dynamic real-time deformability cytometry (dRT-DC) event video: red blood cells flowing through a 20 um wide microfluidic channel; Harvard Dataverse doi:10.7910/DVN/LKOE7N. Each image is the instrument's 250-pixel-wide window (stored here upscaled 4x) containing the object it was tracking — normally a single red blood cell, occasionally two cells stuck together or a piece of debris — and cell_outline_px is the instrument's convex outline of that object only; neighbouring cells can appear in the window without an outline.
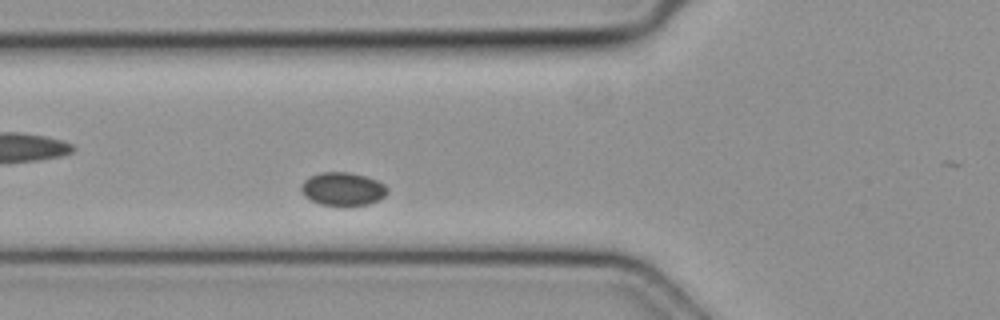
{"species": "common noctule bat (a hibernating species)", "species_latin": "Nyctalus noctula", "temperature_condition": "cold", "stored_images_in_passage": 38, "segment_of_instrument_passage": [1, 2], "camera_frame_rate_fps": 3000, "um_per_image_px": 0.085, "animal": {"sex": "female", "body_mass_g": 19.3, "forearm_length_mm": 54.1}, "frame": {"image": 1, "passage_image": 5, "time_ms": 1.333, "image_size_px": [1000, 320], "cell_outline_px": [[388, 192], [380, 200], [368, 204], [344, 208], [320, 204], [304, 196], [300, 188], [300, 184], [308, 176], [320, 172], [348, 172], [364, 176], [376, 180], [384, 184], [388, 188]], "centroid_in_image_um": [29.12, 16.09], "position_along_channel_um": 96.7, "area_um2": 17.22}}
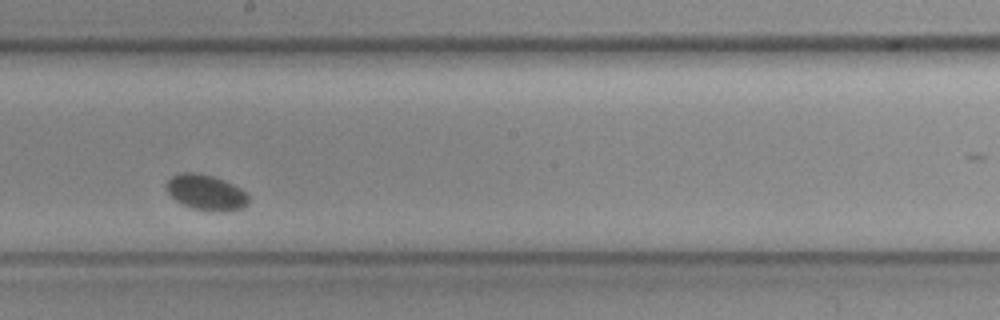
{"frame": {"image": 2, "passage_image": 15, "time_ms": 4.667, "image_size_px": [1000, 320], "cell_outline_px": [[248, 204], [240, 208], [228, 212], [212, 212], [192, 208], [180, 204], [168, 192], [164, 184], [172, 176], [184, 172], [196, 172], [212, 176], [224, 180], [240, 188], [248, 196]], "centroid_in_image_um": [17.49, 16.37], "position_along_channel_um": 230.7, "area_um2": 17.11}}
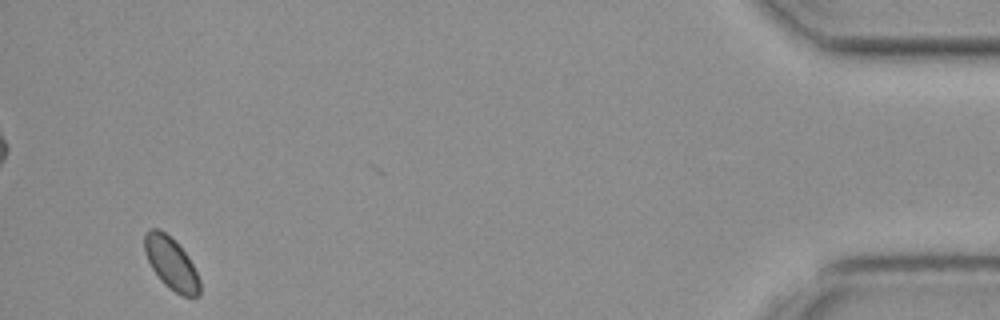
{"frame": {"image": 3, "passage_image": 35, "time_ms": 11.333, "image_size_px": [1000, 320], "cell_outline_px": [[200, 296], [184, 296], [176, 292], [164, 284], [160, 280], [152, 268], [144, 252], [144, 236], [152, 228], [156, 228], [164, 232], [188, 256], [200, 280]], "centroid_in_image_um": [14.55, 22.42], "position_along_channel_um": 420.7, "area_um2": 16.36}}